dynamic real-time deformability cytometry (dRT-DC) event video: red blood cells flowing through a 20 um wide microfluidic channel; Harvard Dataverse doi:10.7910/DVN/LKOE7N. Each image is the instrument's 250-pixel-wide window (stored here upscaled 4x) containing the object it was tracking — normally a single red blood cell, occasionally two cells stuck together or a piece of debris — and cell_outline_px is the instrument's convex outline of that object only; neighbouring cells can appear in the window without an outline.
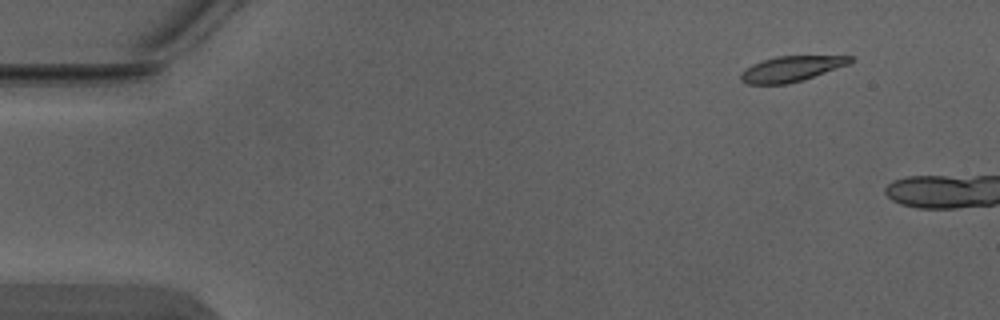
{"species": "Egyptian fruit bat (a non-hibernating species)", "species_latin": "Rousettus aegyptiacus", "temperature_condition": "warm", "stored_images_in_passage": 4, "camera_frame_rate_fps": 3000, "um_per_image_px": 0.085, "animal": {"sex": "male"}, "frame": {"image": 1, "passage_image": 2, "time_ms": 0.333, "image_size_px": [1000, 320], "cell_outline_px": [[852, 60], [848, 64], [804, 80], [784, 84], [744, 84], [740, 80], [740, 76], [752, 64], [776, 56], [852, 56]], "centroid_in_image_um": [67.24, 5.86], "position_along_channel_um": 17.8, "area_um2": 15.95}}